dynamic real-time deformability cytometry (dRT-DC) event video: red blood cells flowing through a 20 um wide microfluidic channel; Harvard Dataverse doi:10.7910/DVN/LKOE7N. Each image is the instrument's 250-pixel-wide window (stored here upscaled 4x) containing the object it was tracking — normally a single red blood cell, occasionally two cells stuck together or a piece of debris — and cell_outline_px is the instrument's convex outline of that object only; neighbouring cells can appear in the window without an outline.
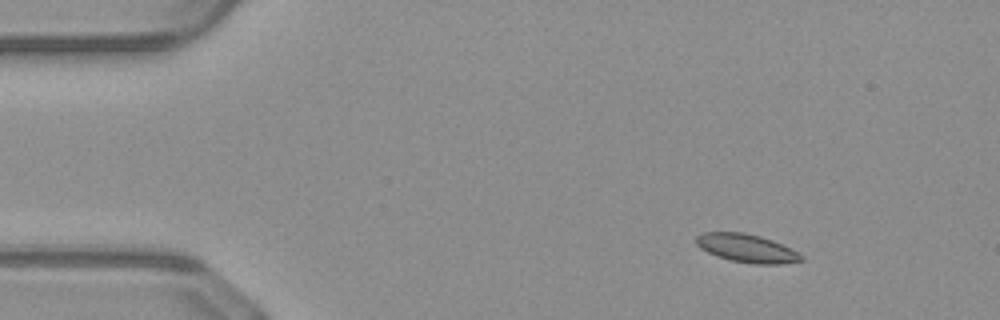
{"species": "common noctule bat (a hibernating species)", "species_latin": "Nyctalus noctula", "temperature_condition": "warm", "stored_images_in_passage": 45, "camera_frame_rate_fps": 3000, "um_per_image_px": 0.085, "animal": {"sex": "male", "body_mass_g": 23.1, "forearm_length_mm": 52.7}, "frame": {"image": 1, "passage_image": 1, "time_ms": 0.0, "image_size_px": [1000, 320], "cell_outline_px": [[804, 260], [780, 264], [752, 264], [732, 260], [716, 256], [700, 248], [696, 244], [696, 236], [704, 232], [744, 232], [760, 236], [772, 240], [800, 252], [804, 256]], "centroid_in_image_um": [63.5, 21.1], "position_along_channel_um": 21.5, "area_um2": 17.4}}
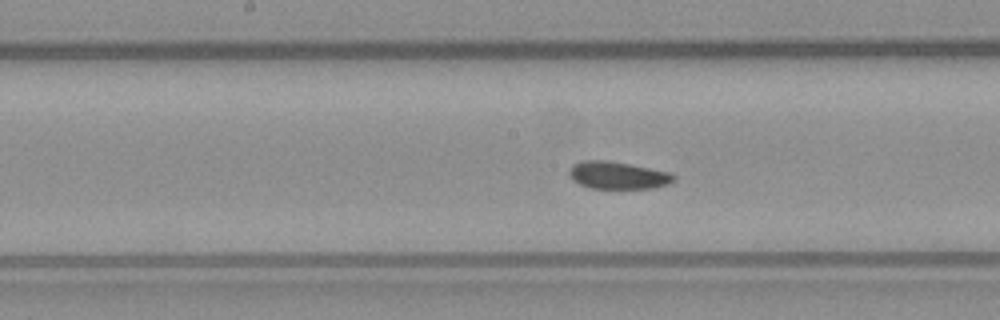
{"frame": {"image": 2, "passage_image": 20, "time_ms": 6.333, "image_size_px": [1000, 320], "cell_outline_px": [[676, 180], [668, 184], [652, 188], [592, 188], [580, 184], [572, 180], [568, 176], [568, 172], [572, 164], [584, 160], [608, 160], [672, 172], [676, 176]], "centroid_in_image_um": [52.52, 14.89], "position_along_channel_um": 195.7, "area_um2": 16.88}}
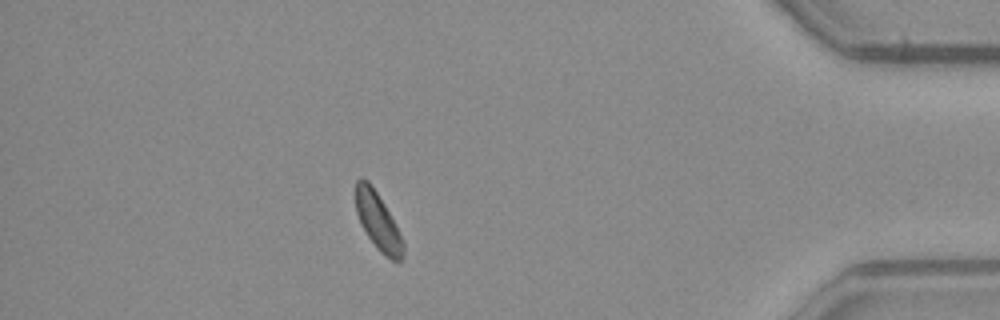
{"frame": {"image": 3, "passage_image": 39, "time_ms": 12.667, "image_size_px": [1000, 320], "cell_outline_px": [[404, 256], [400, 260], [392, 260], [384, 256], [380, 252], [368, 236], [356, 212], [356, 180], [360, 176], [368, 180], [384, 204], [396, 224], [404, 244]], "centroid_in_image_um": [32.14, 18.81], "position_along_channel_um": 403.1, "area_um2": 15.61}, "authors_computed_cell_mechanics": {"area_um2": 16.762, "velocity_mm_per_s": 4.0553, "shape_relaxation_time_tau1_ms": 2.1688, "shape_relaxation_time_tau2_ms": 2.193, "deformation_change_tau1": 0.0639, "deformation_change_tau2": 0.0542}}